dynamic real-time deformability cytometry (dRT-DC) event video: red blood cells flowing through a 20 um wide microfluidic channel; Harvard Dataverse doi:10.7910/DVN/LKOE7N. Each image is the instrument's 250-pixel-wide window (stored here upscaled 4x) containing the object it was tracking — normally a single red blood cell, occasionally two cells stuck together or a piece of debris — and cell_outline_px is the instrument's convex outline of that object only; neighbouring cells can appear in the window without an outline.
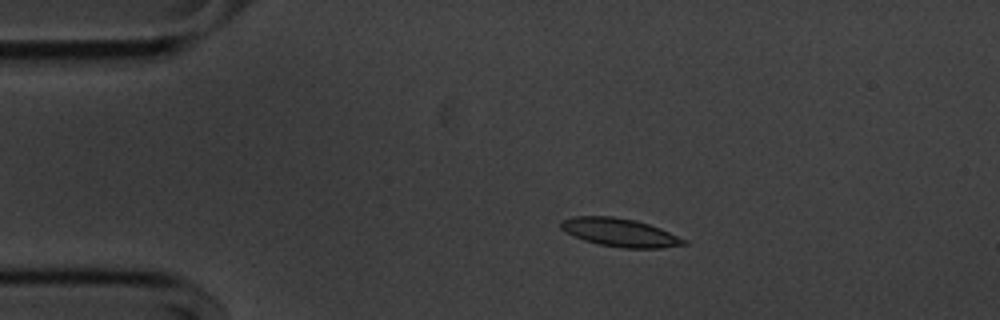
{"species": "common noctule bat (a hibernating species)", "species_latin": "Nyctalus noctula", "temperature_condition": "cold", "stored_images_in_passage": 46, "camera_frame_rate_fps": 3000, "um_per_image_px": 0.085, "animal": {"sex": "male", "body_mass_g": 20.1, "forearm_length_mm": 53.5}, "frame": {"image": 1, "passage_image": 1, "time_ms": 0.0, "image_size_px": [1000, 320], "cell_outline_px": [[688, 244], [660, 248], [624, 248], [596, 244], [584, 240], [560, 228], [560, 220], [572, 216], [612, 216], [636, 220], [660, 228], [688, 240]], "centroid_in_image_um": [52.7, 19.76], "position_along_channel_um": 32.3, "area_um2": 20.29}}
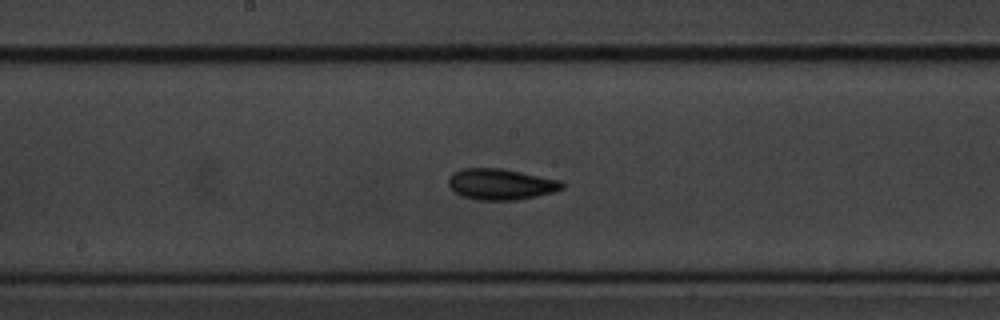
{"frame": {"image": 2, "passage_image": 19, "time_ms": 6.0, "image_size_px": [1000, 320], "cell_outline_px": [[564, 188], [552, 192], [536, 196], [516, 200], [476, 200], [460, 196], [448, 184], [448, 180], [452, 172], [464, 168], [500, 168], [560, 180], [564, 184]], "centroid_in_image_um": [42.54, 15.66], "position_along_channel_um": 205.7, "area_um2": 20.46}}
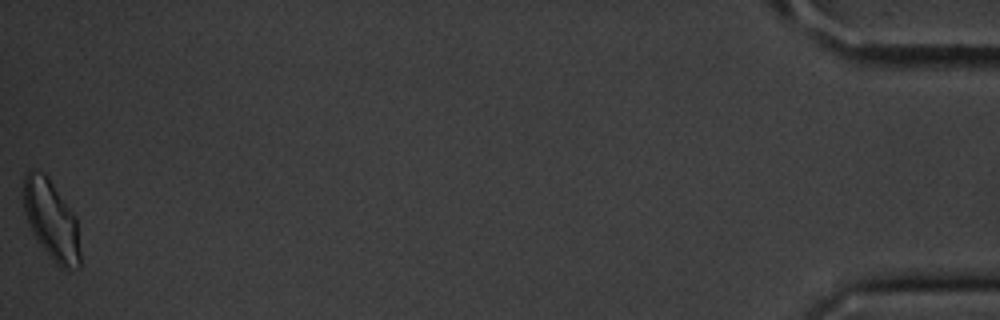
{"frame": {"image": 3, "passage_image": 46, "time_ms": 15.0, "image_size_px": [1000, 320], "cell_outline_px": [[80, 268], [68, 272], [60, 268], [36, 240], [28, 224], [24, 212], [24, 176], [28, 172], [36, 168], [44, 172], [48, 176], [76, 216], [80, 252]], "centroid_in_image_um": [4.38, 18.73], "position_along_channel_um": 430.8, "area_um2": 26.65}, "authors_computed_cell_mechanics": {"area_um2": 20.1433, "velocity_mm_per_s": 3.5782, "shape_relaxation_time_tau1_ms": 3.0696, "shape_relaxation_time_tau2_ms": 3.5271, "deformation_change_tau1": 0.1208, "deformation_change_tau2": 0.0995}}